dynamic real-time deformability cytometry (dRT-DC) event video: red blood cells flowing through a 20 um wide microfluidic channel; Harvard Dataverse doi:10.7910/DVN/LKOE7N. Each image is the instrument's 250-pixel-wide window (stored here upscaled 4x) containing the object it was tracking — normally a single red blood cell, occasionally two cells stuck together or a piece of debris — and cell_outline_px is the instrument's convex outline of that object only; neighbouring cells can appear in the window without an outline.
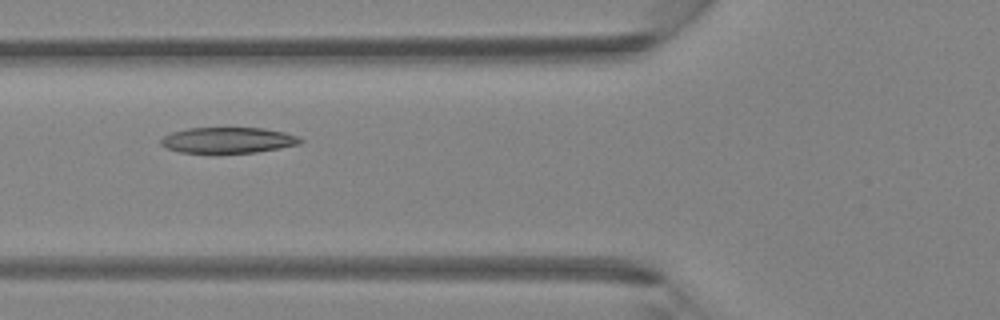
{"species": "Egyptian fruit bat (a non-hibernating species)", "species_latin": "Rousettus aegyptiacus", "temperature_condition": "room temperature", "stored_images_in_passage": 5, "camera_frame_rate_fps": 3000, "um_per_image_px": 0.085, "animal": {"sex": "female"}, "frame": {"image": 1, "passage_image": 5, "time_ms": 1.333, "image_size_px": [1000, 320], "cell_outline_px": [[304, 140], [300, 144], [280, 148], [256, 152], [180, 152], [164, 148], [160, 144], [160, 140], [164, 136], [172, 132], [188, 128], [264, 128], [284, 132], [300, 136]], "centroid_in_image_um": [19.4, 11.91], "position_along_channel_um": 106.4, "area_um2": 20.92}}